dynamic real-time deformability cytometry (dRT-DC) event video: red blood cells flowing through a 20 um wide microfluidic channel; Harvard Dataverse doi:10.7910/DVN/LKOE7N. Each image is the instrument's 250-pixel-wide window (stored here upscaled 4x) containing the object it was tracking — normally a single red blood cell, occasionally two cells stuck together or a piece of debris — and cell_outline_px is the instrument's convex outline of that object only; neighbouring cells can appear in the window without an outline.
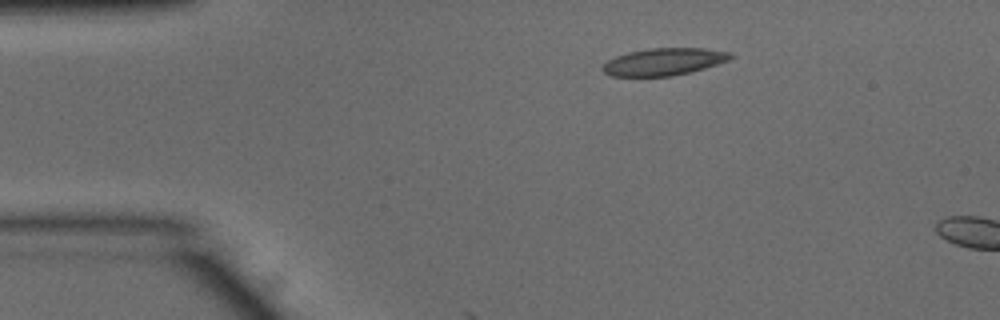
{"species": "common noctule bat (a hibernating species)", "species_latin": "Nyctalus noctula", "temperature_condition": "warm", "stored_images_in_passage": 6, "camera_frame_rate_fps": 3000, "um_per_image_px": 0.085, "animal": {"sex": "male", "body_mass_g": 15.6}, "frame": {"image": 1, "passage_image": 1, "time_ms": 0.0, "image_size_px": [1000, 320], "cell_outline_px": [[736, 56], [728, 60], [704, 68], [672, 76], [612, 76], [604, 72], [600, 68], [608, 60], [616, 56], [628, 52], [648, 48], [704, 48], [732, 52]], "centroid_in_image_um": [56.44, 5.24], "position_along_channel_um": 28.6, "area_um2": 20.29}}